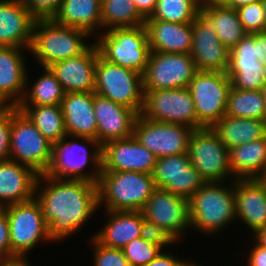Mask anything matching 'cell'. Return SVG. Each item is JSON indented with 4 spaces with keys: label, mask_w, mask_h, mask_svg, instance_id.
<instances>
[{
    "label": "cell",
    "mask_w": 266,
    "mask_h": 266,
    "mask_svg": "<svg viewBox=\"0 0 266 266\" xmlns=\"http://www.w3.org/2000/svg\"><path fill=\"white\" fill-rule=\"evenodd\" d=\"M94 93L141 113L143 107V75L108 62L100 54L95 68Z\"/></svg>",
    "instance_id": "obj_9"
},
{
    "label": "cell",
    "mask_w": 266,
    "mask_h": 266,
    "mask_svg": "<svg viewBox=\"0 0 266 266\" xmlns=\"http://www.w3.org/2000/svg\"><path fill=\"white\" fill-rule=\"evenodd\" d=\"M52 144L67 133L61 105L17 106Z\"/></svg>",
    "instance_id": "obj_33"
},
{
    "label": "cell",
    "mask_w": 266,
    "mask_h": 266,
    "mask_svg": "<svg viewBox=\"0 0 266 266\" xmlns=\"http://www.w3.org/2000/svg\"><path fill=\"white\" fill-rule=\"evenodd\" d=\"M31 260L29 259H17L15 261H2L0 266H32Z\"/></svg>",
    "instance_id": "obj_51"
},
{
    "label": "cell",
    "mask_w": 266,
    "mask_h": 266,
    "mask_svg": "<svg viewBox=\"0 0 266 266\" xmlns=\"http://www.w3.org/2000/svg\"><path fill=\"white\" fill-rule=\"evenodd\" d=\"M211 128L228 150L266 136V120L261 119L224 115Z\"/></svg>",
    "instance_id": "obj_29"
},
{
    "label": "cell",
    "mask_w": 266,
    "mask_h": 266,
    "mask_svg": "<svg viewBox=\"0 0 266 266\" xmlns=\"http://www.w3.org/2000/svg\"><path fill=\"white\" fill-rule=\"evenodd\" d=\"M188 155L191 164L205 182L235 180L229 165V150L211 127L192 131L188 143Z\"/></svg>",
    "instance_id": "obj_11"
},
{
    "label": "cell",
    "mask_w": 266,
    "mask_h": 266,
    "mask_svg": "<svg viewBox=\"0 0 266 266\" xmlns=\"http://www.w3.org/2000/svg\"><path fill=\"white\" fill-rule=\"evenodd\" d=\"M227 75L235 89L261 90L265 83L263 63L258 59H229Z\"/></svg>",
    "instance_id": "obj_36"
},
{
    "label": "cell",
    "mask_w": 266,
    "mask_h": 266,
    "mask_svg": "<svg viewBox=\"0 0 266 266\" xmlns=\"http://www.w3.org/2000/svg\"><path fill=\"white\" fill-rule=\"evenodd\" d=\"M15 105L0 91V115L11 111Z\"/></svg>",
    "instance_id": "obj_50"
},
{
    "label": "cell",
    "mask_w": 266,
    "mask_h": 266,
    "mask_svg": "<svg viewBox=\"0 0 266 266\" xmlns=\"http://www.w3.org/2000/svg\"><path fill=\"white\" fill-rule=\"evenodd\" d=\"M197 72L190 54L150 51L143 74V90H167L189 86Z\"/></svg>",
    "instance_id": "obj_13"
},
{
    "label": "cell",
    "mask_w": 266,
    "mask_h": 266,
    "mask_svg": "<svg viewBox=\"0 0 266 266\" xmlns=\"http://www.w3.org/2000/svg\"><path fill=\"white\" fill-rule=\"evenodd\" d=\"M97 186L99 210L108 211H141L156 189L152 174L138 171L101 172Z\"/></svg>",
    "instance_id": "obj_5"
},
{
    "label": "cell",
    "mask_w": 266,
    "mask_h": 266,
    "mask_svg": "<svg viewBox=\"0 0 266 266\" xmlns=\"http://www.w3.org/2000/svg\"><path fill=\"white\" fill-rule=\"evenodd\" d=\"M234 196L238 222L236 226L242 225L250 240L255 233L266 226V191L253 178L235 179Z\"/></svg>",
    "instance_id": "obj_21"
},
{
    "label": "cell",
    "mask_w": 266,
    "mask_h": 266,
    "mask_svg": "<svg viewBox=\"0 0 266 266\" xmlns=\"http://www.w3.org/2000/svg\"><path fill=\"white\" fill-rule=\"evenodd\" d=\"M143 118L161 123L182 124L197 129V116L192 95L188 89L144 90Z\"/></svg>",
    "instance_id": "obj_12"
},
{
    "label": "cell",
    "mask_w": 266,
    "mask_h": 266,
    "mask_svg": "<svg viewBox=\"0 0 266 266\" xmlns=\"http://www.w3.org/2000/svg\"><path fill=\"white\" fill-rule=\"evenodd\" d=\"M102 212L106 220L92 236L103 246L123 249L129 242L140 237L144 220L141 211L102 210Z\"/></svg>",
    "instance_id": "obj_24"
},
{
    "label": "cell",
    "mask_w": 266,
    "mask_h": 266,
    "mask_svg": "<svg viewBox=\"0 0 266 266\" xmlns=\"http://www.w3.org/2000/svg\"><path fill=\"white\" fill-rule=\"evenodd\" d=\"M99 54L94 42L81 55L54 62L48 68L60 82L65 93L94 92L95 68Z\"/></svg>",
    "instance_id": "obj_20"
},
{
    "label": "cell",
    "mask_w": 266,
    "mask_h": 266,
    "mask_svg": "<svg viewBox=\"0 0 266 266\" xmlns=\"http://www.w3.org/2000/svg\"><path fill=\"white\" fill-rule=\"evenodd\" d=\"M255 1H258V0H229L225 5L228 7L237 9L241 6L248 5Z\"/></svg>",
    "instance_id": "obj_55"
},
{
    "label": "cell",
    "mask_w": 266,
    "mask_h": 266,
    "mask_svg": "<svg viewBox=\"0 0 266 266\" xmlns=\"http://www.w3.org/2000/svg\"><path fill=\"white\" fill-rule=\"evenodd\" d=\"M263 77H264V82H266V56L264 57L263 60Z\"/></svg>",
    "instance_id": "obj_59"
},
{
    "label": "cell",
    "mask_w": 266,
    "mask_h": 266,
    "mask_svg": "<svg viewBox=\"0 0 266 266\" xmlns=\"http://www.w3.org/2000/svg\"><path fill=\"white\" fill-rule=\"evenodd\" d=\"M11 111L0 115V162L9 159Z\"/></svg>",
    "instance_id": "obj_45"
},
{
    "label": "cell",
    "mask_w": 266,
    "mask_h": 266,
    "mask_svg": "<svg viewBox=\"0 0 266 266\" xmlns=\"http://www.w3.org/2000/svg\"><path fill=\"white\" fill-rule=\"evenodd\" d=\"M138 13L144 18H148L154 12L158 0H132Z\"/></svg>",
    "instance_id": "obj_48"
},
{
    "label": "cell",
    "mask_w": 266,
    "mask_h": 266,
    "mask_svg": "<svg viewBox=\"0 0 266 266\" xmlns=\"http://www.w3.org/2000/svg\"><path fill=\"white\" fill-rule=\"evenodd\" d=\"M200 8L214 5H225L229 0H197Z\"/></svg>",
    "instance_id": "obj_53"
},
{
    "label": "cell",
    "mask_w": 266,
    "mask_h": 266,
    "mask_svg": "<svg viewBox=\"0 0 266 266\" xmlns=\"http://www.w3.org/2000/svg\"><path fill=\"white\" fill-rule=\"evenodd\" d=\"M253 179L257 181L266 191V164Z\"/></svg>",
    "instance_id": "obj_54"
},
{
    "label": "cell",
    "mask_w": 266,
    "mask_h": 266,
    "mask_svg": "<svg viewBox=\"0 0 266 266\" xmlns=\"http://www.w3.org/2000/svg\"><path fill=\"white\" fill-rule=\"evenodd\" d=\"M164 249L141 237L129 242L123 249V254L130 266H144L154 260Z\"/></svg>",
    "instance_id": "obj_38"
},
{
    "label": "cell",
    "mask_w": 266,
    "mask_h": 266,
    "mask_svg": "<svg viewBox=\"0 0 266 266\" xmlns=\"http://www.w3.org/2000/svg\"><path fill=\"white\" fill-rule=\"evenodd\" d=\"M152 177L156 188L186 199L206 183L191 164L188 153L157 158Z\"/></svg>",
    "instance_id": "obj_16"
},
{
    "label": "cell",
    "mask_w": 266,
    "mask_h": 266,
    "mask_svg": "<svg viewBox=\"0 0 266 266\" xmlns=\"http://www.w3.org/2000/svg\"><path fill=\"white\" fill-rule=\"evenodd\" d=\"M193 129L172 123H161L138 115L133 136L156 158L188 153V143Z\"/></svg>",
    "instance_id": "obj_14"
},
{
    "label": "cell",
    "mask_w": 266,
    "mask_h": 266,
    "mask_svg": "<svg viewBox=\"0 0 266 266\" xmlns=\"http://www.w3.org/2000/svg\"><path fill=\"white\" fill-rule=\"evenodd\" d=\"M38 176L32 168L16 161L0 162V208L33 199Z\"/></svg>",
    "instance_id": "obj_23"
},
{
    "label": "cell",
    "mask_w": 266,
    "mask_h": 266,
    "mask_svg": "<svg viewBox=\"0 0 266 266\" xmlns=\"http://www.w3.org/2000/svg\"><path fill=\"white\" fill-rule=\"evenodd\" d=\"M15 260H17V258L12 254L11 251L9 223L6 209L0 208V262Z\"/></svg>",
    "instance_id": "obj_44"
},
{
    "label": "cell",
    "mask_w": 266,
    "mask_h": 266,
    "mask_svg": "<svg viewBox=\"0 0 266 266\" xmlns=\"http://www.w3.org/2000/svg\"><path fill=\"white\" fill-rule=\"evenodd\" d=\"M9 223L12 254L17 259H29L41 243H54L48 234L42 209L33 199L4 207ZM40 243V244H39Z\"/></svg>",
    "instance_id": "obj_7"
},
{
    "label": "cell",
    "mask_w": 266,
    "mask_h": 266,
    "mask_svg": "<svg viewBox=\"0 0 266 266\" xmlns=\"http://www.w3.org/2000/svg\"><path fill=\"white\" fill-rule=\"evenodd\" d=\"M251 243H249V240H246L248 245L251 247H248L246 253H244L247 258H245L246 265L245 266H266V247L259 245L253 238L251 239ZM249 249V250H248Z\"/></svg>",
    "instance_id": "obj_47"
},
{
    "label": "cell",
    "mask_w": 266,
    "mask_h": 266,
    "mask_svg": "<svg viewBox=\"0 0 266 266\" xmlns=\"http://www.w3.org/2000/svg\"><path fill=\"white\" fill-rule=\"evenodd\" d=\"M35 198L48 225L49 237L55 244L80 234L99 212L96 183L42 174L36 181Z\"/></svg>",
    "instance_id": "obj_1"
},
{
    "label": "cell",
    "mask_w": 266,
    "mask_h": 266,
    "mask_svg": "<svg viewBox=\"0 0 266 266\" xmlns=\"http://www.w3.org/2000/svg\"><path fill=\"white\" fill-rule=\"evenodd\" d=\"M236 11L247 34L265 32V18L261 0L241 6Z\"/></svg>",
    "instance_id": "obj_40"
},
{
    "label": "cell",
    "mask_w": 266,
    "mask_h": 266,
    "mask_svg": "<svg viewBox=\"0 0 266 266\" xmlns=\"http://www.w3.org/2000/svg\"><path fill=\"white\" fill-rule=\"evenodd\" d=\"M28 54L30 50L26 48L0 46V91L15 106L24 96Z\"/></svg>",
    "instance_id": "obj_25"
},
{
    "label": "cell",
    "mask_w": 266,
    "mask_h": 266,
    "mask_svg": "<svg viewBox=\"0 0 266 266\" xmlns=\"http://www.w3.org/2000/svg\"><path fill=\"white\" fill-rule=\"evenodd\" d=\"M225 115L266 120V107L261 90H240L231 86Z\"/></svg>",
    "instance_id": "obj_35"
},
{
    "label": "cell",
    "mask_w": 266,
    "mask_h": 266,
    "mask_svg": "<svg viewBox=\"0 0 266 266\" xmlns=\"http://www.w3.org/2000/svg\"><path fill=\"white\" fill-rule=\"evenodd\" d=\"M266 164V136L229 149V165L235 179H252Z\"/></svg>",
    "instance_id": "obj_31"
},
{
    "label": "cell",
    "mask_w": 266,
    "mask_h": 266,
    "mask_svg": "<svg viewBox=\"0 0 266 266\" xmlns=\"http://www.w3.org/2000/svg\"><path fill=\"white\" fill-rule=\"evenodd\" d=\"M156 157L133 135L102 146V171H138L152 174Z\"/></svg>",
    "instance_id": "obj_18"
},
{
    "label": "cell",
    "mask_w": 266,
    "mask_h": 266,
    "mask_svg": "<svg viewBox=\"0 0 266 266\" xmlns=\"http://www.w3.org/2000/svg\"><path fill=\"white\" fill-rule=\"evenodd\" d=\"M61 107L67 135L97 140L93 92L65 93Z\"/></svg>",
    "instance_id": "obj_27"
},
{
    "label": "cell",
    "mask_w": 266,
    "mask_h": 266,
    "mask_svg": "<svg viewBox=\"0 0 266 266\" xmlns=\"http://www.w3.org/2000/svg\"><path fill=\"white\" fill-rule=\"evenodd\" d=\"M94 40L85 30L63 26L52 19H36L29 56L39 67H48L54 62L81 55Z\"/></svg>",
    "instance_id": "obj_4"
},
{
    "label": "cell",
    "mask_w": 266,
    "mask_h": 266,
    "mask_svg": "<svg viewBox=\"0 0 266 266\" xmlns=\"http://www.w3.org/2000/svg\"><path fill=\"white\" fill-rule=\"evenodd\" d=\"M200 13L209 21L219 41L229 50L247 34L234 8L214 5L200 8Z\"/></svg>",
    "instance_id": "obj_32"
},
{
    "label": "cell",
    "mask_w": 266,
    "mask_h": 266,
    "mask_svg": "<svg viewBox=\"0 0 266 266\" xmlns=\"http://www.w3.org/2000/svg\"><path fill=\"white\" fill-rule=\"evenodd\" d=\"M150 51L190 54L193 40L192 22L174 23L145 20Z\"/></svg>",
    "instance_id": "obj_26"
},
{
    "label": "cell",
    "mask_w": 266,
    "mask_h": 266,
    "mask_svg": "<svg viewBox=\"0 0 266 266\" xmlns=\"http://www.w3.org/2000/svg\"><path fill=\"white\" fill-rule=\"evenodd\" d=\"M261 93L266 107V82L263 84V87L261 88Z\"/></svg>",
    "instance_id": "obj_57"
},
{
    "label": "cell",
    "mask_w": 266,
    "mask_h": 266,
    "mask_svg": "<svg viewBox=\"0 0 266 266\" xmlns=\"http://www.w3.org/2000/svg\"><path fill=\"white\" fill-rule=\"evenodd\" d=\"M93 107L97 123V140L101 146L133 135L134 123L139 115L135 110L94 92Z\"/></svg>",
    "instance_id": "obj_19"
},
{
    "label": "cell",
    "mask_w": 266,
    "mask_h": 266,
    "mask_svg": "<svg viewBox=\"0 0 266 266\" xmlns=\"http://www.w3.org/2000/svg\"><path fill=\"white\" fill-rule=\"evenodd\" d=\"M260 57L259 44L253 34H246L231 50L229 59H258Z\"/></svg>",
    "instance_id": "obj_43"
},
{
    "label": "cell",
    "mask_w": 266,
    "mask_h": 266,
    "mask_svg": "<svg viewBox=\"0 0 266 266\" xmlns=\"http://www.w3.org/2000/svg\"><path fill=\"white\" fill-rule=\"evenodd\" d=\"M174 251L177 252V249H173V247L171 251L170 248L163 250L154 260L144 266H184L190 260V256L187 259V256L185 258L183 254L181 256V254H178V252L176 254Z\"/></svg>",
    "instance_id": "obj_46"
},
{
    "label": "cell",
    "mask_w": 266,
    "mask_h": 266,
    "mask_svg": "<svg viewBox=\"0 0 266 266\" xmlns=\"http://www.w3.org/2000/svg\"><path fill=\"white\" fill-rule=\"evenodd\" d=\"M231 79L225 72L197 71L188 89L197 116V129L212 127L225 114Z\"/></svg>",
    "instance_id": "obj_10"
},
{
    "label": "cell",
    "mask_w": 266,
    "mask_h": 266,
    "mask_svg": "<svg viewBox=\"0 0 266 266\" xmlns=\"http://www.w3.org/2000/svg\"><path fill=\"white\" fill-rule=\"evenodd\" d=\"M140 237L145 241L157 244L164 250L178 246L180 242L165 228L146 219L142 222ZM169 246V247H168Z\"/></svg>",
    "instance_id": "obj_41"
},
{
    "label": "cell",
    "mask_w": 266,
    "mask_h": 266,
    "mask_svg": "<svg viewBox=\"0 0 266 266\" xmlns=\"http://www.w3.org/2000/svg\"><path fill=\"white\" fill-rule=\"evenodd\" d=\"M101 171L102 146L98 140L66 135L53 144L52 161L45 174L64 180L97 184Z\"/></svg>",
    "instance_id": "obj_3"
},
{
    "label": "cell",
    "mask_w": 266,
    "mask_h": 266,
    "mask_svg": "<svg viewBox=\"0 0 266 266\" xmlns=\"http://www.w3.org/2000/svg\"><path fill=\"white\" fill-rule=\"evenodd\" d=\"M254 40L259 44L260 57L259 61L263 62L266 56V31L254 33Z\"/></svg>",
    "instance_id": "obj_49"
},
{
    "label": "cell",
    "mask_w": 266,
    "mask_h": 266,
    "mask_svg": "<svg viewBox=\"0 0 266 266\" xmlns=\"http://www.w3.org/2000/svg\"><path fill=\"white\" fill-rule=\"evenodd\" d=\"M192 29L190 56L197 71L227 73L230 50L219 41L211 24L201 13L192 22Z\"/></svg>",
    "instance_id": "obj_17"
},
{
    "label": "cell",
    "mask_w": 266,
    "mask_h": 266,
    "mask_svg": "<svg viewBox=\"0 0 266 266\" xmlns=\"http://www.w3.org/2000/svg\"><path fill=\"white\" fill-rule=\"evenodd\" d=\"M36 19H52L63 0H20Z\"/></svg>",
    "instance_id": "obj_42"
},
{
    "label": "cell",
    "mask_w": 266,
    "mask_h": 266,
    "mask_svg": "<svg viewBox=\"0 0 266 266\" xmlns=\"http://www.w3.org/2000/svg\"><path fill=\"white\" fill-rule=\"evenodd\" d=\"M100 9L102 32L113 28L136 27L145 23L132 0H101Z\"/></svg>",
    "instance_id": "obj_34"
},
{
    "label": "cell",
    "mask_w": 266,
    "mask_h": 266,
    "mask_svg": "<svg viewBox=\"0 0 266 266\" xmlns=\"http://www.w3.org/2000/svg\"><path fill=\"white\" fill-rule=\"evenodd\" d=\"M195 259L190 258V260L184 266H204L203 263H198V261H194Z\"/></svg>",
    "instance_id": "obj_56"
},
{
    "label": "cell",
    "mask_w": 266,
    "mask_h": 266,
    "mask_svg": "<svg viewBox=\"0 0 266 266\" xmlns=\"http://www.w3.org/2000/svg\"><path fill=\"white\" fill-rule=\"evenodd\" d=\"M94 42L108 62L144 74L150 54L145 25L113 28L99 34Z\"/></svg>",
    "instance_id": "obj_6"
},
{
    "label": "cell",
    "mask_w": 266,
    "mask_h": 266,
    "mask_svg": "<svg viewBox=\"0 0 266 266\" xmlns=\"http://www.w3.org/2000/svg\"><path fill=\"white\" fill-rule=\"evenodd\" d=\"M38 69L41 72L32 81L27 70L25 92L18 106L61 105L65 92L60 82L48 67Z\"/></svg>",
    "instance_id": "obj_30"
},
{
    "label": "cell",
    "mask_w": 266,
    "mask_h": 266,
    "mask_svg": "<svg viewBox=\"0 0 266 266\" xmlns=\"http://www.w3.org/2000/svg\"><path fill=\"white\" fill-rule=\"evenodd\" d=\"M141 212L144 219L167 229L180 243L190 233L189 199L156 188Z\"/></svg>",
    "instance_id": "obj_15"
},
{
    "label": "cell",
    "mask_w": 266,
    "mask_h": 266,
    "mask_svg": "<svg viewBox=\"0 0 266 266\" xmlns=\"http://www.w3.org/2000/svg\"><path fill=\"white\" fill-rule=\"evenodd\" d=\"M199 14L200 7L197 0H158L154 12L145 20L190 23Z\"/></svg>",
    "instance_id": "obj_37"
},
{
    "label": "cell",
    "mask_w": 266,
    "mask_h": 266,
    "mask_svg": "<svg viewBox=\"0 0 266 266\" xmlns=\"http://www.w3.org/2000/svg\"><path fill=\"white\" fill-rule=\"evenodd\" d=\"M88 243L93 252V266H130L122 249L103 246L93 236L87 239Z\"/></svg>",
    "instance_id": "obj_39"
},
{
    "label": "cell",
    "mask_w": 266,
    "mask_h": 266,
    "mask_svg": "<svg viewBox=\"0 0 266 266\" xmlns=\"http://www.w3.org/2000/svg\"><path fill=\"white\" fill-rule=\"evenodd\" d=\"M262 1V6H263V14L265 18V31H266V0H261Z\"/></svg>",
    "instance_id": "obj_58"
},
{
    "label": "cell",
    "mask_w": 266,
    "mask_h": 266,
    "mask_svg": "<svg viewBox=\"0 0 266 266\" xmlns=\"http://www.w3.org/2000/svg\"><path fill=\"white\" fill-rule=\"evenodd\" d=\"M53 144L49 142L15 106L11 110L9 159L45 174L52 161Z\"/></svg>",
    "instance_id": "obj_8"
},
{
    "label": "cell",
    "mask_w": 266,
    "mask_h": 266,
    "mask_svg": "<svg viewBox=\"0 0 266 266\" xmlns=\"http://www.w3.org/2000/svg\"><path fill=\"white\" fill-rule=\"evenodd\" d=\"M101 0H63L52 20L85 30L94 39L102 33Z\"/></svg>",
    "instance_id": "obj_28"
},
{
    "label": "cell",
    "mask_w": 266,
    "mask_h": 266,
    "mask_svg": "<svg viewBox=\"0 0 266 266\" xmlns=\"http://www.w3.org/2000/svg\"><path fill=\"white\" fill-rule=\"evenodd\" d=\"M189 216L190 232L208 239L218 238L233 224L236 227L234 180L206 182L189 198Z\"/></svg>",
    "instance_id": "obj_2"
},
{
    "label": "cell",
    "mask_w": 266,
    "mask_h": 266,
    "mask_svg": "<svg viewBox=\"0 0 266 266\" xmlns=\"http://www.w3.org/2000/svg\"><path fill=\"white\" fill-rule=\"evenodd\" d=\"M35 22L20 0H0V46L30 50Z\"/></svg>",
    "instance_id": "obj_22"
},
{
    "label": "cell",
    "mask_w": 266,
    "mask_h": 266,
    "mask_svg": "<svg viewBox=\"0 0 266 266\" xmlns=\"http://www.w3.org/2000/svg\"><path fill=\"white\" fill-rule=\"evenodd\" d=\"M253 238L259 245L266 247V226L255 233Z\"/></svg>",
    "instance_id": "obj_52"
}]
</instances>
